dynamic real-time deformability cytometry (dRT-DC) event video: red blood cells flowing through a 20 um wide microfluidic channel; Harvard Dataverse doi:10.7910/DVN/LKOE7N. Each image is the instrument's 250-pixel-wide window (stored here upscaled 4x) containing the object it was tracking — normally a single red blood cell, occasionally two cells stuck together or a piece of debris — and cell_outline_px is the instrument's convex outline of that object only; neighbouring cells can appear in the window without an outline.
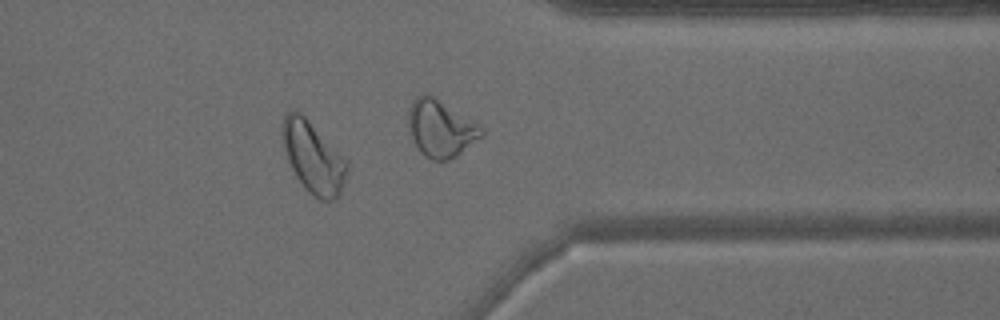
{"species": "common noctule bat (a hibernating species)", "species_latin": "Nyctalus noctula", "temperature_condition": "warm", "stored_images_in_passage": 35, "camera_frame_rate_fps": 3000, "um_per_image_px": 0.085, "animal": {"sex": "male", "body_mass_g": 15.6}, "frame": {"image": 1, "passage_image": 25, "time_ms": 8.0, "image_size_px": [1000, 320], "cell_outline_px": [[348, 168], [340, 192], [336, 200], [320, 200], [312, 196], [296, 176], [284, 152], [280, 140], [284, 116], [288, 112], [296, 108], [308, 120], [348, 164]], "centroid_in_image_um": [26.56, 13.38], "position_along_channel_um": 384.8, "area_um2": 26.3}}